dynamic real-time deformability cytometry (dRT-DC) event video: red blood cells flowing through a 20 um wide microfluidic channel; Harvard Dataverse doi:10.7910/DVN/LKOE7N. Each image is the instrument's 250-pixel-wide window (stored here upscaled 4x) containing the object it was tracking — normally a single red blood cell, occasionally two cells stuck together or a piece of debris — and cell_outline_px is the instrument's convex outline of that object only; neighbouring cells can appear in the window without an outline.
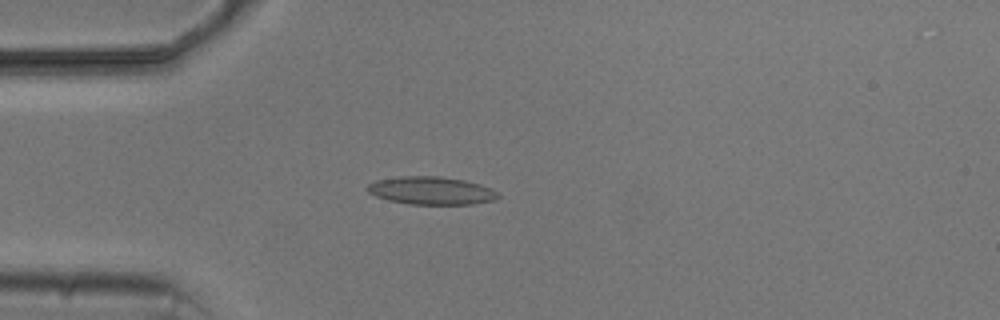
{"species": "common noctule bat (a hibernating species)", "species_latin": "Nyctalus noctula", "temperature_condition": "cold", "stored_images_in_passage": 4, "camera_frame_rate_fps": 3000, "um_per_image_px": 0.085, "animal": {"sex": "male", "body_mass_g": 20.5, "forearm_length_mm": 52.5}, "frame": {"image": 1, "passage_image": 4, "time_ms": 3.333, "image_size_px": [1000, 320], "cell_outline_px": [[500, 196], [492, 200], [472, 204], [408, 204], [388, 200], [376, 196], [368, 192], [364, 188], [368, 184], [376, 180], [400, 176], [440, 176], [464, 180], [480, 184], [492, 188]], "centroid_in_image_um": [36.62, 16.19], "position_along_channel_um": 48.4, "area_um2": 21.27}}